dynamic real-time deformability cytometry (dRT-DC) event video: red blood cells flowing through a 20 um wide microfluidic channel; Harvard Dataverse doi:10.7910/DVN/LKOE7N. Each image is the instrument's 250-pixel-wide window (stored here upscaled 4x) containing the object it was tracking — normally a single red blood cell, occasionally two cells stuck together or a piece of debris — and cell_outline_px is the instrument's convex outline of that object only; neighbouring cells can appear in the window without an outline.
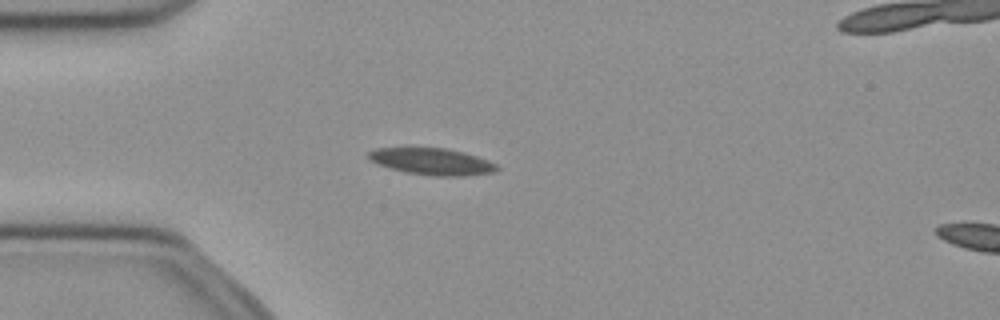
{"species": "common noctule bat (a hibernating species)", "species_latin": "Nyctalus noctula", "temperature_condition": "cold", "stored_images_in_passage": 39, "camera_frame_rate_fps": 3000, "um_per_image_px": 0.085, "animal": {"sex": "female", "body_mass_g": 21.9}, "frame": {"image": 1, "passage_image": 7, "time_ms": 2.0, "image_size_px": [1000, 320], "cell_outline_px": [[500, 168], [496, 172], [464, 176], [432, 176], [404, 172], [376, 164], [368, 156], [368, 152], [376, 148], [408, 144], [412, 144], [444, 148], [464, 152], [488, 160], [496, 164]], "centroid_in_image_um": [36.65, 13.68], "position_along_channel_um": 48.4, "area_um2": 21.04}}
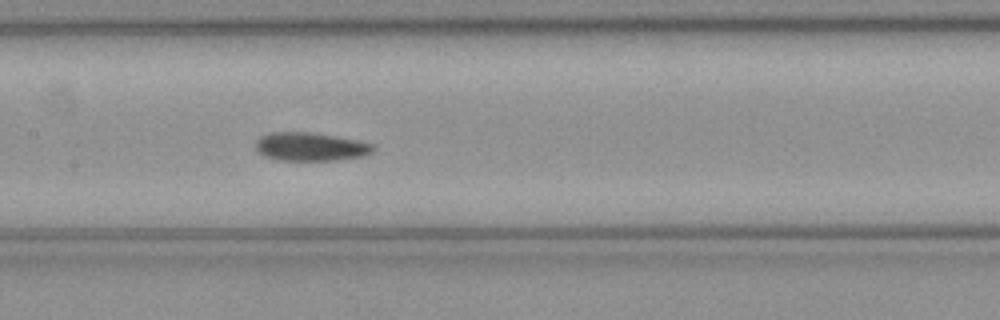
{"frame": {"image": 2, "passage_image": 18, "time_ms": 5.667, "image_size_px": [1000, 320], "cell_outline_px": [[376, 148], [372, 152], [364, 156], [336, 160], [280, 160], [264, 156], [256, 148], [256, 140], [260, 136], [272, 132], [312, 132], [336, 136], [376, 144]], "centroid_in_image_um": [26.43, 12.46], "position_along_channel_um": 181.0, "area_um2": 19.54}}
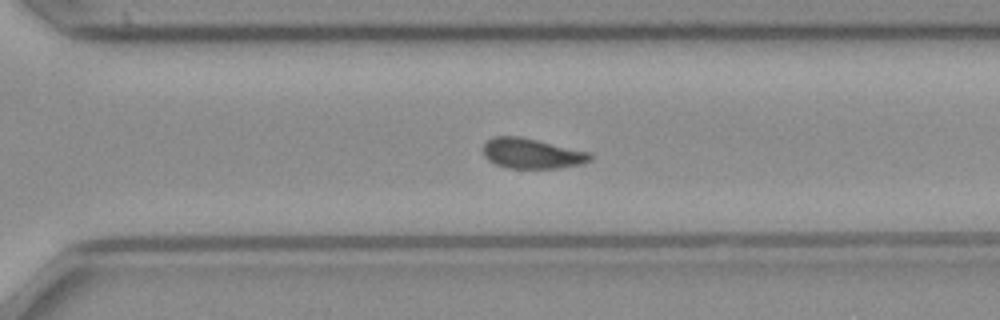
{"frame": {"image": 3, "passage_image": 29, "time_ms": 9.333, "image_size_px": [1000, 320], "cell_outline_px": [[592, 160], [584, 164], [560, 168], [508, 168], [496, 164], [488, 160], [484, 156], [484, 144], [492, 136], [516, 136], [536, 140], [592, 152]], "centroid_in_image_um": [45.25, 13.05], "position_along_channel_um": 325.3, "area_um2": 18.9}}